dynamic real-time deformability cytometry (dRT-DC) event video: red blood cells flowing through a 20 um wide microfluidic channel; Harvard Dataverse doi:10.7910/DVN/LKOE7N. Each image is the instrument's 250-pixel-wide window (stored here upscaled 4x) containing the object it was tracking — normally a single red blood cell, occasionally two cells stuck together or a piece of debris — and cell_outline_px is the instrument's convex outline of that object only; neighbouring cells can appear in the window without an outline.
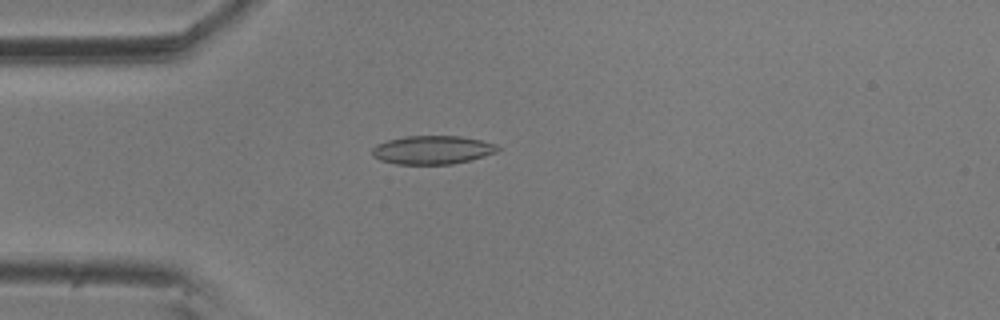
{"species": "common noctule bat (a hibernating species)", "species_latin": "Nyctalus noctula", "temperature_condition": "room temperature", "stored_images_in_passage": 5, "camera_frame_rate_fps": 3000, "um_per_image_px": 0.085, "animal": {"sex": "male", "body_mass_g": 20.5, "forearm_length_mm": 52.5}, "frame": {"image": 1, "passage_image": 4, "time_ms": 1.0, "image_size_px": [1000, 320], "cell_outline_px": [[500, 148], [496, 152], [484, 156], [452, 164], [396, 164], [380, 160], [372, 156], [372, 148], [376, 144], [388, 140], [404, 136], [460, 136], [480, 140], [496, 144]], "centroid_in_image_um": [36.72, 12.74], "position_along_channel_um": 48.3, "area_um2": 20.81}}